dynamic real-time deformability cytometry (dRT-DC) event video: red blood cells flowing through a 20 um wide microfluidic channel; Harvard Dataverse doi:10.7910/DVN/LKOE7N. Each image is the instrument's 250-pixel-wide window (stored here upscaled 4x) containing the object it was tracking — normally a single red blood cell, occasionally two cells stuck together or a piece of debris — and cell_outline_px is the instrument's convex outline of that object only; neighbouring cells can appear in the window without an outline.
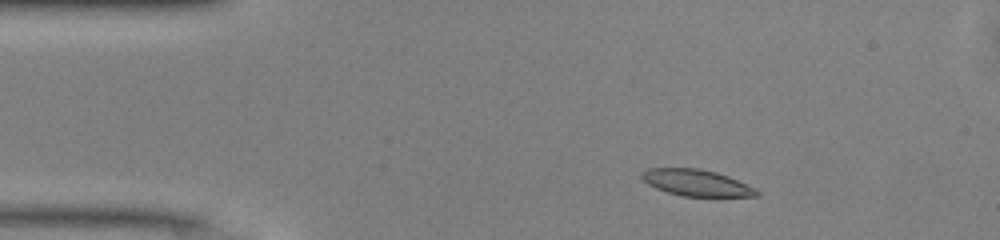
{"species": "common noctule bat (a hibernating species)", "species_latin": "Nyctalus noctula", "temperature_condition": "warm", "stored_images_in_passage": 46, "camera_frame_rate_fps": 3000, "um_per_image_px": 0.085, "animal": {"sex": "male", "body_mass_g": 13.0, "forearm_length_mm": 53.1}, "frame": {"image": 1, "passage_image": 5, "time_ms": 1.333, "image_size_px": [1000, 240], "cell_outline_px": [[760, 196], [680, 196], [656, 188], [648, 184], [640, 176], [640, 172], [648, 168], [700, 168], [716, 172], [728, 176], [756, 188], [760, 192]], "centroid_in_image_um": [59.19, 15.53], "position_along_channel_um": 25.8, "area_um2": 17.74}}
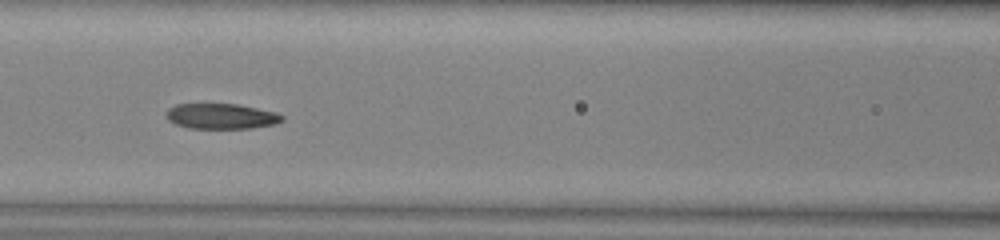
{"frame": {"image": 2, "passage_image": 18, "time_ms": 5.667, "image_size_px": [1000, 240], "cell_outline_px": [[284, 120], [276, 124], [252, 128], [188, 128], [176, 124], [168, 120], [164, 116], [168, 108], [176, 104], [240, 104], [276, 112], [284, 116]], "centroid_in_image_um": [18.81, 9.87], "position_along_channel_um": 147.8, "area_um2": 17.34}}
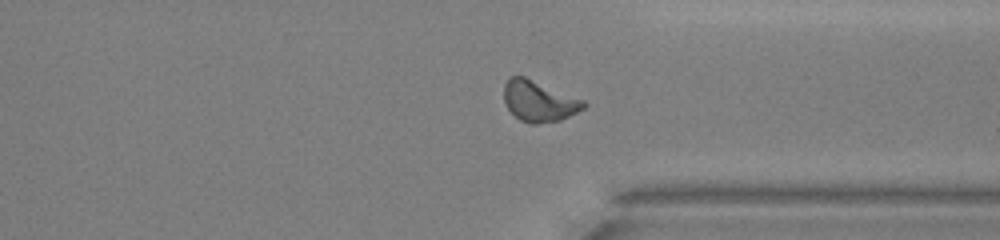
{"frame": {"image": 3, "passage_image": 34, "time_ms": 11.0, "image_size_px": [1000, 240], "cell_outline_px": [[588, 104], [584, 108], [560, 120], [536, 124], [532, 124], [520, 120], [508, 108], [504, 100], [504, 84], [508, 76], [524, 76], [584, 100]], "centroid_in_image_um": [45.8, 8.58], "position_along_channel_um": 365.6, "area_um2": 18.84}, "authors_computed_cell_mechanics": {"area_um2": 18.2648, "velocity_mm_per_s": 4.1118, "shape_relaxation_time_tau1_ms": 5.2294, "shape_relaxation_time_tau2_ms": 2.3858, "deformation_change_tau1": 0.1443, "deformation_change_tau2": 0.0979}}